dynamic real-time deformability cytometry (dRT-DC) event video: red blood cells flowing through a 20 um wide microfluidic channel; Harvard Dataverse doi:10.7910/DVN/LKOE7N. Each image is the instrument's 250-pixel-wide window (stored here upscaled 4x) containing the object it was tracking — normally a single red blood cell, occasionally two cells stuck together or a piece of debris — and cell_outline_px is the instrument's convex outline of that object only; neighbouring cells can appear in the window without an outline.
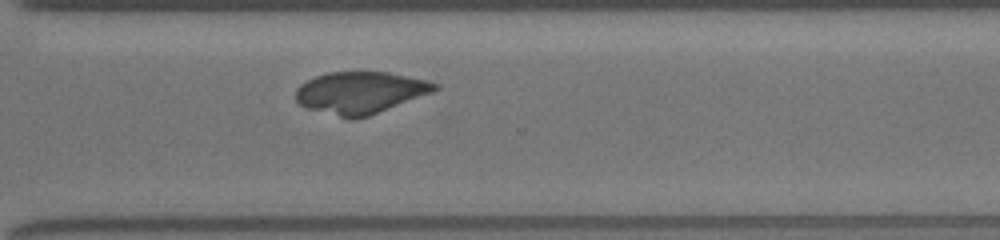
{"species": "common noctule bat (a hibernating species)", "species_latin": "Nyctalus noctula", "temperature_condition": "room temperature", "stored_images_in_passage": 24, "camera_frame_rate_fps": 3000, "um_per_image_px": 0.085, "animal": {"sex": "female", "body_mass_g": 19.5, "forearm_length_mm": 54.1}, "frame": {"image": 1, "passage_image": 24, "time_ms": 7.667, "image_size_px": [1000, 240], "cell_outline_px": [[440, 88], [432, 92], [368, 116], [352, 120], [308, 108], [300, 104], [296, 100], [296, 88], [300, 84], [316, 76], [328, 72], [388, 72], [424, 80], [440, 84]], "centroid_in_image_um": [30.61, 7.87], "position_along_channel_um": 340.0, "area_um2": 33.64}}